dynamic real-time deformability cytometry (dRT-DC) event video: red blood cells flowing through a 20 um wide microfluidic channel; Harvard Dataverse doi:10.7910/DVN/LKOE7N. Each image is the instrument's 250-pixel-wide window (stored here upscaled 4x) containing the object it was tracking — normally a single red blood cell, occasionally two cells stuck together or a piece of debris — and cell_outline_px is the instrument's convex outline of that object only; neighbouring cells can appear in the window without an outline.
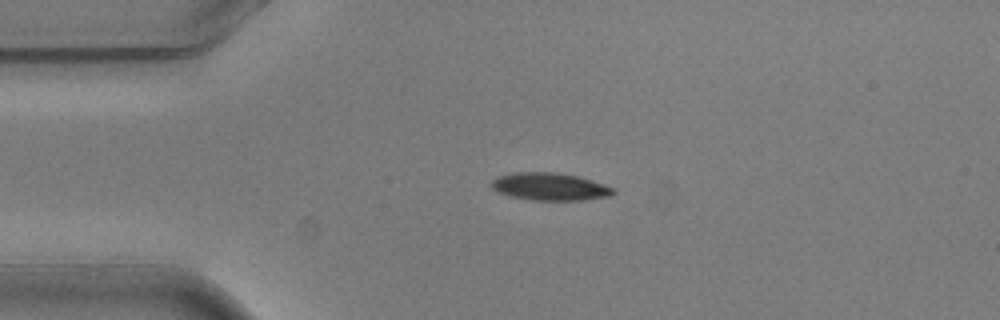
{"species": "common noctule bat (a hibernating species)", "species_latin": "Nyctalus noctula", "temperature_condition": "warm", "stored_images_in_passage": 5, "segment_of_instrument_passage": [2, 2], "camera_frame_rate_fps": 3000, "um_per_image_px": 0.085, "animal": {"sex": "male", "body_mass_g": 20.5, "forearm_length_mm": 52.5}, "frame": {"image": 1, "passage_image": 5, "time_ms": 1.333, "image_size_px": [1000, 320], "cell_outline_px": [[616, 192], [612, 196], [584, 200], [532, 200], [512, 196], [500, 192], [492, 188], [492, 180], [496, 176], [516, 172], [556, 172], [576, 176], [592, 180], [604, 184], [612, 188]], "centroid_in_image_um": [46.76, 15.86], "position_along_channel_um": 38.2, "area_um2": 19.48}}